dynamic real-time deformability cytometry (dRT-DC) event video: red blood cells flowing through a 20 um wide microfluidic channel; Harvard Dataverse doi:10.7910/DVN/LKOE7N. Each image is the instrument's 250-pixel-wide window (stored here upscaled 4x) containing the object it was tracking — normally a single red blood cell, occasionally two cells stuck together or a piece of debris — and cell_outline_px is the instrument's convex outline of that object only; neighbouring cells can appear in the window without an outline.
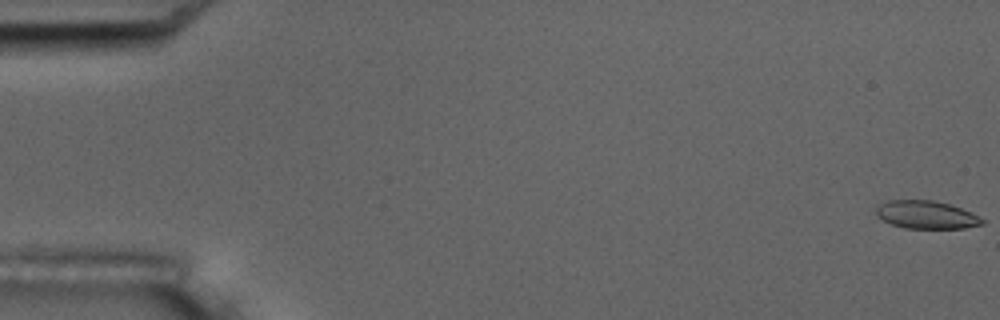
{"species": "common noctule bat (a hibernating species)", "species_latin": "Nyctalus noctula", "temperature_condition": "room temperature", "stored_images_in_passage": 16, "camera_frame_rate_fps": 3000, "um_per_image_px": 0.085, "animal": {"sex": "male", "body_mass_g": 17.5, "forearm_length_mm": 52.3}, "frame": {"image": 1, "passage_image": 1, "time_ms": 0.0, "image_size_px": [1000, 320], "cell_outline_px": [[984, 224], [964, 228], [904, 228], [892, 224], [876, 216], [876, 208], [880, 204], [888, 200], [932, 200], [948, 204], [972, 212], [984, 220]], "centroid_in_image_um": [78.73, 18.25], "position_along_channel_um": 6.3, "area_um2": 17.17}}